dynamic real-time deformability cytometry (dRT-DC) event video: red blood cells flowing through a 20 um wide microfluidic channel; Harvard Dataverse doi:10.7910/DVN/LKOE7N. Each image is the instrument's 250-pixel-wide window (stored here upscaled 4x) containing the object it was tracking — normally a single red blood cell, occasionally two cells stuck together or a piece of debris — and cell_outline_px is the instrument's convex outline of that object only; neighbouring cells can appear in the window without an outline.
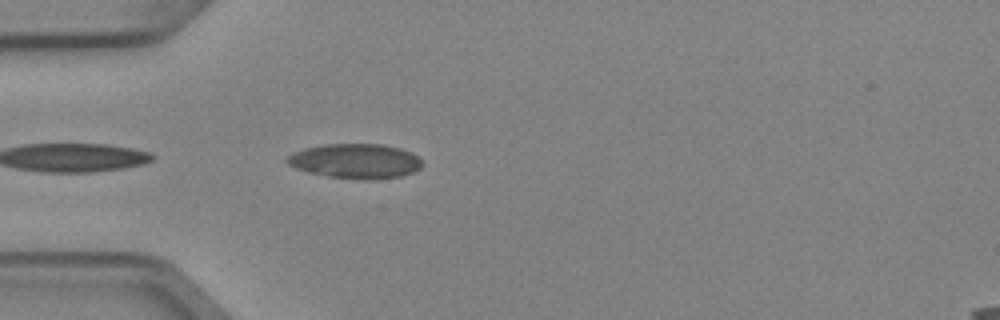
{"species": "Egyptian fruit bat (a non-hibernating species)", "species_latin": "Rousettus aegyptiacus", "temperature_condition": "cold", "stored_images_in_passage": 4, "camera_frame_rate_fps": 3000, "um_per_image_px": 0.085, "animal": {"sex": "female"}, "frame": {"image": 1, "passage_image": 4, "time_ms": 1.0, "image_size_px": [1000, 320], "cell_outline_px": [[424, 164], [420, 168], [412, 172], [400, 176], [368, 180], [364, 180], [328, 176], [308, 172], [296, 168], [288, 164], [284, 160], [288, 156], [304, 148], [324, 144], [384, 144], [400, 148], [412, 152], [424, 160]], "centroid_in_image_um": [30.26, 13.68], "position_along_channel_um": 54.7, "area_um2": 27.46}}